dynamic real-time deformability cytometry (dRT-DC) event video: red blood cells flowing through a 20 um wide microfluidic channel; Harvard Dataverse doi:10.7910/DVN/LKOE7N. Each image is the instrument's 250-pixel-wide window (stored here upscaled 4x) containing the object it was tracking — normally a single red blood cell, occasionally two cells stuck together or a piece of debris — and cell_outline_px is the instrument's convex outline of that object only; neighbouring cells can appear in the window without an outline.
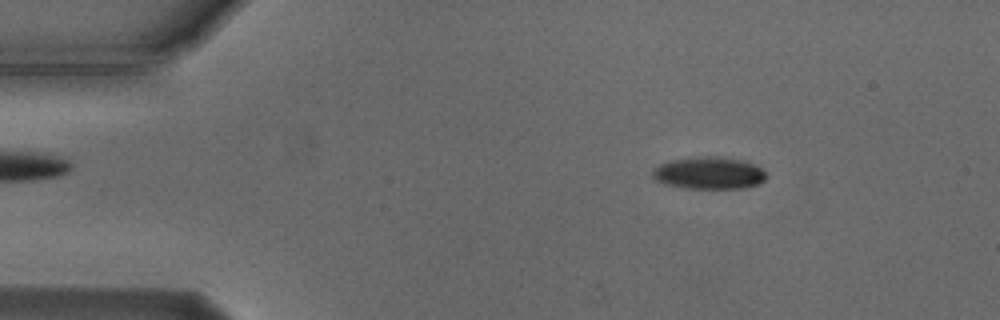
{"species": "Egyptian fruit bat (a non-hibernating species)", "species_latin": "Rousettus aegyptiacus", "temperature_condition": "cold", "stored_images_in_passage": 55, "camera_frame_rate_fps": 3000, "um_per_image_px": 0.085, "animal": {"sex": "male"}, "frame": {"image": 1, "passage_image": 8, "time_ms": 2.333, "image_size_px": [1000, 320], "cell_outline_px": [[768, 176], [760, 184], [740, 188], [684, 188], [664, 184], [656, 180], [652, 176], [652, 172], [660, 164], [672, 160], [696, 156], [716, 156], [748, 160], [756, 164]], "centroid_in_image_um": [60.3, 14.69], "position_along_channel_um": 24.7, "area_um2": 21.56}}
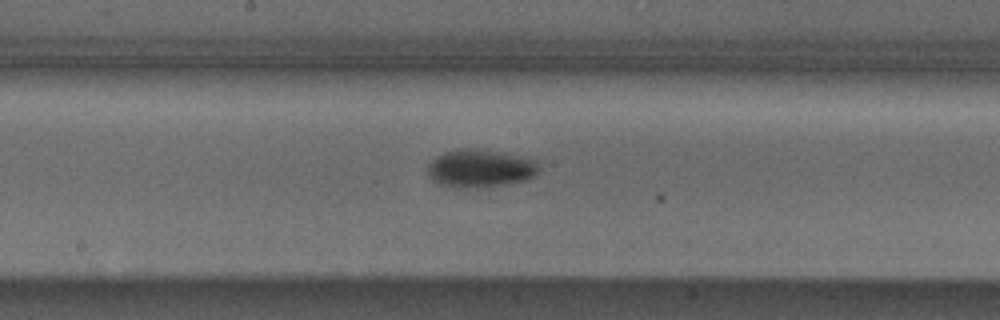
{"frame": {"image": 2, "passage_image": 28, "time_ms": 9.0, "image_size_px": [1000, 320], "cell_outline_px": [[536, 172], [528, 180], [488, 188], [456, 188], [440, 184], [432, 180], [428, 176], [428, 164], [436, 156], [444, 152], [460, 148], [472, 148], [496, 152], [536, 160]], "centroid_in_image_um": [40.75, 14.34], "position_along_channel_um": 207.5, "area_um2": 24.57}}
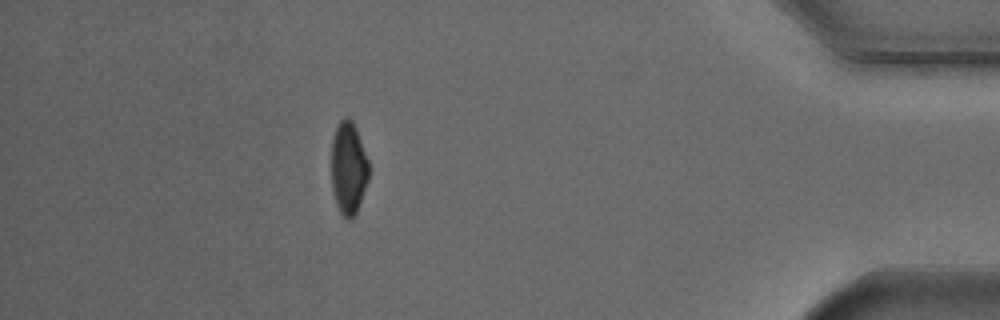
{"frame": {"image": 3, "passage_image": 48, "time_ms": 15.667, "image_size_px": [1000, 320], "cell_outline_px": [[368, 180], [356, 212], [352, 220], [344, 220], [336, 204], [332, 188], [332, 140], [336, 128], [340, 120], [348, 116], [352, 120], [368, 160]], "centroid_in_image_um": [29.61, 14.33], "position_along_channel_um": 405.6, "area_um2": 20.0}, "authors_computed_cell_mechanics": {"area_um2": 21.5594, "velocity_mm_per_s": 3.7614, "shape_relaxation_time_tau1_ms": 4.0195, "shape_relaxation_time_tau2_ms": null, "deformation_change_tau1": 0.1151, "deformation_change_tau2": null}}